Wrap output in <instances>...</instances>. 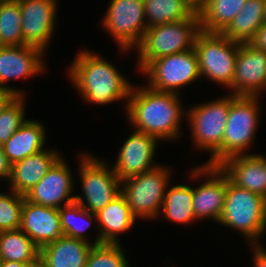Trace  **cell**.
<instances>
[{"mask_svg":"<svg viewBox=\"0 0 266 267\" xmlns=\"http://www.w3.org/2000/svg\"><path fill=\"white\" fill-rule=\"evenodd\" d=\"M181 95L132 86L125 115L131 127L155 136L159 141L176 140L182 134L183 118L187 117Z\"/></svg>","mask_w":266,"mask_h":267,"instance_id":"obj_1","label":"cell"},{"mask_svg":"<svg viewBox=\"0 0 266 267\" xmlns=\"http://www.w3.org/2000/svg\"><path fill=\"white\" fill-rule=\"evenodd\" d=\"M218 223L241 233L248 244L263 243L262 238L266 236V198L237 187L227 177L226 198Z\"/></svg>","mask_w":266,"mask_h":267,"instance_id":"obj_3","label":"cell"},{"mask_svg":"<svg viewBox=\"0 0 266 267\" xmlns=\"http://www.w3.org/2000/svg\"><path fill=\"white\" fill-rule=\"evenodd\" d=\"M253 256V267H266V248L263 243L248 244Z\"/></svg>","mask_w":266,"mask_h":267,"instance_id":"obj_34","label":"cell"},{"mask_svg":"<svg viewBox=\"0 0 266 267\" xmlns=\"http://www.w3.org/2000/svg\"><path fill=\"white\" fill-rule=\"evenodd\" d=\"M240 43L229 40L223 33L200 31L194 43L201 78L230 90Z\"/></svg>","mask_w":266,"mask_h":267,"instance_id":"obj_8","label":"cell"},{"mask_svg":"<svg viewBox=\"0 0 266 267\" xmlns=\"http://www.w3.org/2000/svg\"><path fill=\"white\" fill-rule=\"evenodd\" d=\"M11 173V164L0 145V181H8Z\"/></svg>","mask_w":266,"mask_h":267,"instance_id":"obj_36","label":"cell"},{"mask_svg":"<svg viewBox=\"0 0 266 267\" xmlns=\"http://www.w3.org/2000/svg\"><path fill=\"white\" fill-rule=\"evenodd\" d=\"M200 31L198 11L188 19L147 28L135 51L136 69L141 72L153 60L192 49Z\"/></svg>","mask_w":266,"mask_h":267,"instance_id":"obj_4","label":"cell"},{"mask_svg":"<svg viewBox=\"0 0 266 267\" xmlns=\"http://www.w3.org/2000/svg\"><path fill=\"white\" fill-rule=\"evenodd\" d=\"M58 5L57 0H19L23 45L47 53L57 25Z\"/></svg>","mask_w":266,"mask_h":267,"instance_id":"obj_14","label":"cell"},{"mask_svg":"<svg viewBox=\"0 0 266 267\" xmlns=\"http://www.w3.org/2000/svg\"><path fill=\"white\" fill-rule=\"evenodd\" d=\"M19 0L0 1V46L23 45Z\"/></svg>","mask_w":266,"mask_h":267,"instance_id":"obj_30","label":"cell"},{"mask_svg":"<svg viewBox=\"0 0 266 267\" xmlns=\"http://www.w3.org/2000/svg\"><path fill=\"white\" fill-rule=\"evenodd\" d=\"M124 251L121 243L93 245L85 267H130Z\"/></svg>","mask_w":266,"mask_h":267,"instance_id":"obj_31","label":"cell"},{"mask_svg":"<svg viewBox=\"0 0 266 267\" xmlns=\"http://www.w3.org/2000/svg\"><path fill=\"white\" fill-rule=\"evenodd\" d=\"M246 2L247 0H203L197 6L201 30L222 33Z\"/></svg>","mask_w":266,"mask_h":267,"instance_id":"obj_24","label":"cell"},{"mask_svg":"<svg viewBox=\"0 0 266 267\" xmlns=\"http://www.w3.org/2000/svg\"><path fill=\"white\" fill-rule=\"evenodd\" d=\"M17 96L11 90L0 88V113L10 104V102Z\"/></svg>","mask_w":266,"mask_h":267,"instance_id":"obj_37","label":"cell"},{"mask_svg":"<svg viewBox=\"0 0 266 267\" xmlns=\"http://www.w3.org/2000/svg\"><path fill=\"white\" fill-rule=\"evenodd\" d=\"M104 15L100 24L114 38L119 51H135L148 28L143 0H110Z\"/></svg>","mask_w":266,"mask_h":267,"instance_id":"obj_11","label":"cell"},{"mask_svg":"<svg viewBox=\"0 0 266 267\" xmlns=\"http://www.w3.org/2000/svg\"><path fill=\"white\" fill-rule=\"evenodd\" d=\"M92 246L63 235L40 248L39 267H85Z\"/></svg>","mask_w":266,"mask_h":267,"instance_id":"obj_22","label":"cell"},{"mask_svg":"<svg viewBox=\"0 0 266 267\" xmlns=\"http://www.w3.org/2000/svg\"><path fill=\"white\" fill-rule=\"evenodd\" d=\"M169 166L157 168L121 181V194L125 197L133 216L138 220H155L160 217L166 190L170 184Z\"/></svg>","mask_w":266,"mask_h":267,"instance_id":"obj_7","label":"cell"},{"mask_svg":"<svg viewBox=\"0 0 266 267\" xmlns=\"http://www.w3.org/2000/svg\"><path fill=\"white\" fill-rule=\"evenodd\" d=\"M259 96H235L231 94L223 138L222 162L236 155L250 154L260 122Z\"/></svg>","mask_w":266,"mask_h":267,"instance_id":"obj_9","label":"cell"},{"mask_svg":"<svg viewBox=\"0 0 266 267\" xmlns=\"http://www.w3.org/2000/svg\"><path fill=\"white\" fill-rule=\"evenodd\" d=\"M39 263H21L1 260V267H38Z\"/></svg>","mask_w":266,"mask_h":267,"instance_id":"obj_38","label":"cell"},{"mask_svg":"<svg viewBox=\"0 0 266 267\" xmlns=\"http://www.w3.org/2000/svg\"><path fill=\"white\" fill-rule=\"evenodd\" d=\"M20 229L39 248L64 235L58 208L34 204L25 199Z\"/></svg>","mask_w":266,"mask_h":267,"instance_id":"obj_19","label":"cell"},{"mask_svg":"<svg viewBox=\"0 0 266 267\" xmlns=\"http://www.w3.org/2000/svg\"><path fill=\"white\" fill-rule=\"evenodd\" d=\"M46 149L11 165L7 181L9 190L24 196L43 179L52 165L62 156L55 148Z\"/></svg>","mask_w":266,"mask_h":267,"instance_id":"obj_20","label":"cell"},{"mask_svg":"<svg viewBox=\"0 0 266 267\" xmlns=\"http://www.w3.org/2000/svg\"><path fill=\"white\" fill-rule=\"evenodd\" d=\"M263 91H266V52L242 43L236 57L232 94L260 97Z\"/></svg>","mask_w":266,"mask_h":267,"instance_id":"obj_17","label":"cell"},{"mask_svg":"<svg viewBox=\"0 0 266 267\" xmlns=\"http://www.w3.org/2000/svg\"><path fill=\"white\" fill-rule=\"evenodd\" d=\"M40 248L21 229L0 232V259L39 263Z\"/></svg>","mask_w":266,"mask_h":267,"instance_id":"obj_28","label":"cell"},{"mask_svg":"<svg viewBox=\"0 0 266 267\" xmlns=\"http://www.w3.org/2000/svg\"><path fill=\"white\" fill-rule=\"evenodd\" d=\"M96 216L99 229L95 239L96 245L121 243L120 234L131 230L137 221L122 194L108 203Z\"/></svg>","mask_w":266,"mask_h":267,"instance_id":"obj_21","label":"cell"},{"mask_svg":"<svg viewBox=\"0 0 266 267\" xmlns=\"http://www.w3.org/2000/svg\"><path fill=\"white\" fill-rule=\"evenodd\" d=\"M77 159L82 194L75 195V202L84 209L97 214L108 203L121 194V180L110 166V162L92 153H80ZM83 197H82V196Z\"/></svg>","mask_w":266,"mask_h":267,"instance_id":"obj_6","label":"cell"},{"mask_svg":"<svg viewBox=\"0 0 266 267\" xmlns=\"http://www.w3.org/2000/svg\"><path fill=\"white\" fill-rule=\"evenodd\" d=\"M249 44L254 48L266 52V23L257 30Z\"/></svg>","mask_w":266,"mask_h":267,"instance_id":"obj_35","label":"cell"},{"mask_svg":"<svg viewBox=\"0 0 266 267\" xmlns=\"http://www.w3.org/2000/svg\"><path fill=\"white\" fill-rule=\"evenodd\" d=\"M67 77L86 103L107 105L124 100L126 110L133 84L109 60L91 49L78 50Z\"/></svg>","mask_w":266,"mask_h":267,"instance_id":"obj_2","label":"cell"},{"mask_svg":"<svg viewBox=\"0 0 266 267\" xmlns=\"http://www.w3.org/2000/svg\"><path fill=\"white\" fill-rule=\"evenodd\" d=\"M132 132L123 142L116 161L112 165L115 174L121 181L148 172L160 165V163L154 162L157 144L160 141L155 136L144 132L134 129Z\"/></svg>","mask_w":266,"mask_h":267,"instance_id":"obj_15","label":"cell"},{"mask_svg":"<svg viewBox=\"0 0 266 267\" xmlns=\"http://www.w3.org/2000/svg\"><path fill=\"white\" fill-rule=\"evenodd\" d=\"M24 95H17L0 113V145H3L26 122Z\"/></svg>","mask_w":266,"mask_h":267,"instance_id":"obj_32","label":"cell"},{"mask_svg":"<svg viewBox=\"0 0 266 267\" xmlns=\"http://www.w3.org/2000/svg\"><path fill=\"white\" fill-rule=\"evenodd\" d=\"M188 174L192 179H202L198 187L193 186V212L196 220L210 219L218 223L223 212L227 176L219 166L201 164L195 166ZM202 177V178H201ZM205 178V179H204Z\"/></svg>","mask_w":266,"mask_h":267,"instance_id":"obj_12","label":"cell"},{"mask_svg":"<svg viewBox=\"0 0 266 267\" xmlns=\"http://www.w3.org/2000/svg\"><path fill=\"white\" fill-rule=\"evenodd\" d=\"M230 104L231 94H227L187 109L186 120L190 127L193 146L211 155L203 164L218 166L222 163V138Z\"/></svg>","mask_w":266,"mask_h":267,"instance_id":"obj_5","label":"cell"},{"mask_svg":"<svg viewBox=\"0 0 266 267\" xmlns=\"http://www.w3.org/2000/svg\"><path fill=\"white\" fill-rule=\"evenodd\" d=\"M265 0H247L234 20L222 32L229 40L249 43L257 30L265 23Z\"/></svg>","mask_w":266,"mask_h":267,"instance_id":"obj_25","label":"cell"},{"mask_svg":"<svg viewBox=\"0 0 266 267\" xmlns=\"http://www.w3.org/2000/svg\"><path fill=\"white\" fill-rule=\"evenodd\" d=\"M9 191L8 193L0 191V232L20 229L21 225L25 197Z\"/></svg>","mask_w":266,"mask_h":267,"instance_id":"obj_33","label":"cell"},{"mask_svg":"<svg viewBox=\"0 0 266 267\" xmlns=\"http://www.w3.org/2000/svg\"><path fill=\"white\" fill-rule=\"evenodd\" d=\"M264 20H265V23H266V0H265V6H264Z\"/></svg>","mask_w":266,"mask_h":267,"instance_id":"obj_40","label":"cell"},{"mask_svg":"<svg viewBox=\"0 0 266 267\" xmlns=\"http://www.w3.org/2000/svg\"><path fill=\"white\" fill-rule=\"evenodd\" d=\"M147 27L190 18L197 6L191 0H143Z\"/></svg>","mask_w":266,"mask_h":267,"instance_id":"obj_27","label":"cell"},{"mask_svg":"<svg viewBox=\"0 0 266 267\" xmlns=\"http://www.w3.org/2000/svg\"><path fill=\"white\" fill-rule=\"evenodd\" d=\"M161 215L163 219L182 225L197 222L193 212V187L183 183L168 186Z\"/></svg>","mask_w":266,"mask_h":267,"instance_id":"obj_26","label":"cell"},{"mask_svg":"<svg viewBox=\"0 0 266 267\" xmlns=\"http://www.w3.org/2000/svg\"><path fill=\"white\" fill-rule=\"evenodd\" d=\"M73 177L69 164L61 156L43 179L24 195L25 200L60 209L75 200Z\"/></svg>","mask_w":266,"mask_h":267,"instance_id":"obj_16","label":"cell"},{"mask_svg":"<svg viewBox=\"0 0 266 267\" xmlns=\"http://www.w3.org/2000/svg\"><path fill=\"white\" fill-rule=\"evenodd\" d=\"M61 228L64 236L80 239L96 245V241H90L85 233L94 223L97 224V216L84 209L79 203L72 202L59 209Z\"/></svg>","mask_w":266,"mask_h":267,"instance_id":"obj_29","label":"cell"},{"mask_svg":"<svg viewBox=\"0 0 266 267\" xmlns=\"http://www.w3.org/2000/svg\"><path fill=\"white\" fill-rule=\"evenodd\" d=\"M46 129L42 122L27 119L13 135L2 145L11 165L36 154L46 147Z\"/></svg>","mask_w":266,"mask_h":267,"instance_id":"obj_23","label":"cell"},{"mask_svg":"<svg viewBox=\"0 0 266 267\" xmlns=\"http://www.w3.org/2000/svg\"><path fill=\"white\" fill-rule=\"evenodd\" d=\"M218 166L231 183L266 198V155H236L225 159Z\"/></svg>","mask_w":266,"mask_h":267,"instance_id":"obj_18","label":"cell"},{"mask_svg":"<svg viewBox=\"0 0 266 267\" xmlns=\"http://www.w3.org/2000/svg\"><path fill=\"white\" fill-rule=\"evenodd\" d=\"M140 73L148 79L149 88L179 95L182 87L201 79L193 48L153 60Z\"/></svg>","mask_w":266,"mask_h":267,"instance_id":"obj_10","label":"cell"},{"mask_svg":"<svg viewBox=\"0 0 266 267\" xmlns=\"http://www.w3.org/2000/svg\"><path fill=\"white\" fill-rule=\"evenodd\" d=\"M45 54L41 49L29 45L0 46V88L25 96V89L11 87L8 82L33 78L46 72Z\"/></svg>","mask_w":266,"mask_h":267,"instance_id":"obj_13","label":"cell"},{"mask_svg":"<svg viewBox=\"0 0 266 267\" xmlns=\"http://www.w3.org/2000/svg\"><path fill=\"white\" fill-rule=\"evenodd\" d=\"M203 0H193V3L198 6L200 2H202Z\"/></svg>","mask_w":266,"mask_h":267,"instance_id":"obj_39","label":"cell"}]
</instances>
